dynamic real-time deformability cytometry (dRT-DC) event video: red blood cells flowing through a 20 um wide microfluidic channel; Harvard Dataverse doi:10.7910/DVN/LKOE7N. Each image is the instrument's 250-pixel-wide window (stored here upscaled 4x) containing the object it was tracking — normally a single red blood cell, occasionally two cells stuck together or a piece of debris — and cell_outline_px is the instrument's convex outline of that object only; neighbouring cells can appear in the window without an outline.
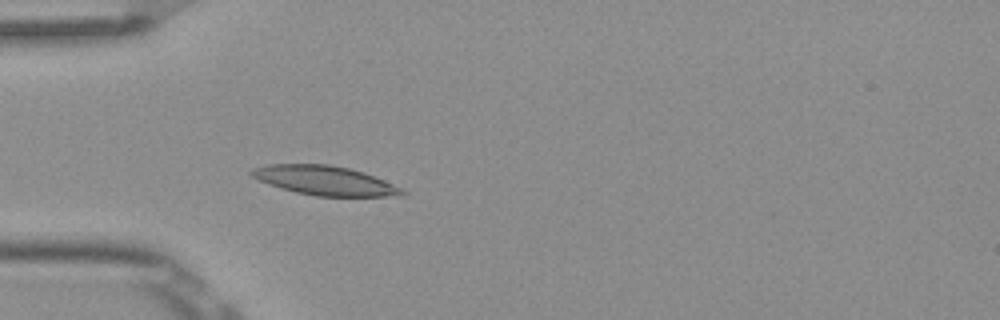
{"species": "Egyptian fruit bat (a non-hibernating species)", "species_latin": "Rousettus aegyptiacus", "temperature_condition": "room temperature", "stored_images_in_passage": 5, "camera_frame_rate_fps": 3000, "um_per_image_px": 0.085, "frame": {"image": 1, "passage_image": 5, "time_ms": 1.333, "image_size_px": [1000, 320], "cell_outline_px": [[408, 192], [404, 196], [316, 196], [296, 192], [268, 184], [252, 176], [248, 172], [252, 168], [268, 164], [328, 164], [348, 168], [364, 172], [404, 188]], "centroid_in_image_um": [27.65, 15.34], "position_along_channel_um": 57.3, "area_um2": 25.78}}